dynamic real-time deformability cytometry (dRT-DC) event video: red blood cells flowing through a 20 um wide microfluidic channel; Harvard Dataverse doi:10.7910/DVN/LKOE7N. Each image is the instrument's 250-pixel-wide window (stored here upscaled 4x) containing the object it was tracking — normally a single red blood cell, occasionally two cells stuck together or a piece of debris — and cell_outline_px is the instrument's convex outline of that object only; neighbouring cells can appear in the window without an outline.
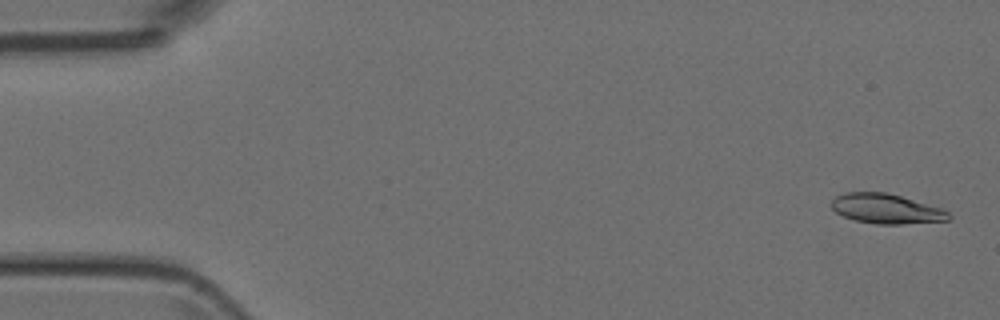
{"species": "Egyptian fruit bat (a non-hibernating species)", "species_latin": "Rousettus aegyptiacus", "temperature_condition": "room temperature", "stored_images_in_passage": 50, "camera_frame_rate_fps": 3000, "um_per_image_px": 0.085, "animal": {"sex": "female"}, "frame": {"image": 1, "passage_image": 2, "time_ms": 0.333, "image_size_px": [1000, 320], "cell_outline_px": [[952, 216], [948, 220], [900, 224], [876, 224], [856, 220], [844, 216], [836, 212], [832, 208], [832, 200], [836, 196], [844, 192], [884, 192], [900, 196], [940, 208], [948, 212]], "centroid_in_image_um": [75.3, 17.74], "position_along_channel_um": 9.7, "area_um2": 20.0}}
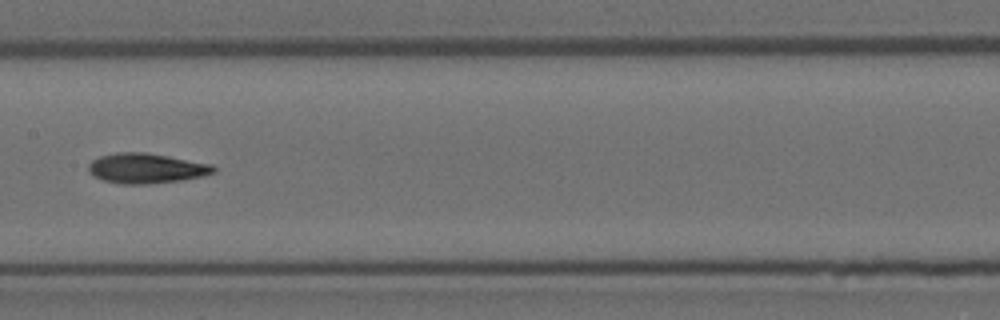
{"frame": {"image": 2, "passage_image": 25, "time_ms": 8.0, "image_size_px": [1000, 320], "cell_outline_px": [[216, 172], [204, 176], [180, 180], [148, 184], [120, 184], [104, 180], [88, 172], [88, 164], [92, 160], [100, 156], [116, 152], [148, 152], [212, 164], [216, 168]], "centroid_in_image_um": [12.45, 14.3], "position_along_channel_um": 195.0, "area_um2": 22.02}}
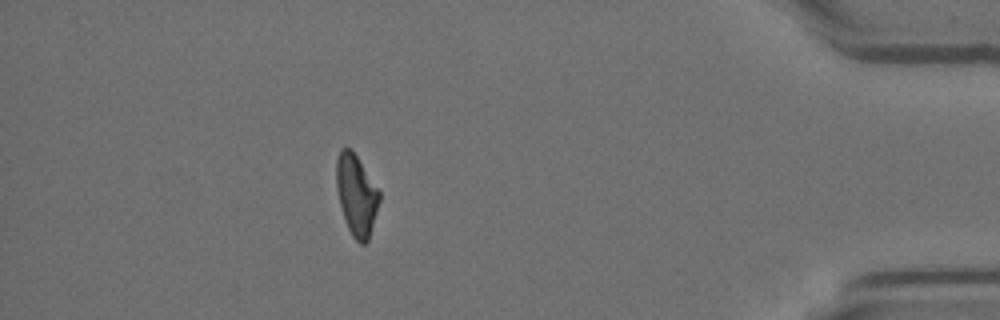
{"frame": {"image": 3, "passage_image": 44, "time_ms": 14.333, "image_size_px": [1000, 320], "cell_outline_px": [[380, 200], [368, 240], [364, 244], [360, 244], [352, 236], [348, 228], [340, 204], [336, 188], [336, 160], [340, 148], [352, 148], [380, 192]], "centroid_in_image_um": [30.28, 16.54], "position_along_channel_um": 404.9, "area_um2": 20.17}}